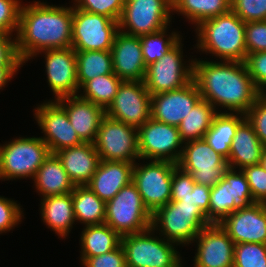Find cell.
Listing matches in <instances>:
<instances>
[{
	"instance_id": "f1b7e54d",
	"label": "cell",
	"mask_w": 266,
	"mask_h": 267,
	"mask_svg": "<svg viewBox=\"0 0 266 267\" xmlns=\"http://www.w3.org/2000/svg\"><path fill=\"white\" fill-rule=\"evenodd\" d=\"M245 118L243 113L218 112L204 135V140L227 160L237 127Z\"/></svg>"
},
{
	"instance_id": "2e32d148",
	"label": "cell",
	"mask_w": 266,
	"mask_h": 267,
	"mask_svg": "<svg viewBox=\"0 0 266 267\" xmlns=\"http://www.w3.org/2000/svg\"><path fill=\"white\" fill-rule=\"evenodd\" d=\"M106 116L136 129L151 118V94L143 81H123Z\"/></svg>"
},
{
	"instance_id": "4316f807",
	"label": "cell",
	"mask_w": 266,
	"mask_h": 267,
	"mask_svg": "<svg viewBox=\"0 0 266 267\" xmlns=\"http://www.w3.org/2000/svg\"><path fill=\"white\" fill-rule=\"evenodd\" d=\"M40 203L41 219L45 225L59 238H66L76 221L72 192L42 198Z\"/></svg>"
},
{
	"instance_id": "b9f144b4",
	"label": "cell",
	"mask_w": 266,
	"mask_h": 267,
	"mask_svg": "<svg viewBox=\"0 0 266 267\" xmlns=\"http://www.w3.org/2000/svg\"><path fill=\"white\" fill-rule=\"evenodd\" d=\"M245 64L256 89L266 94V51L247 54Z\"/></svg>"
},
{
	"instance_id": "f35d334b",
	"label": "cell",
	"mask_w": 266,
	"mask_h": 267,
	"mask_svg": "<svg viewBox=\"0 0 266 267\" xmlns=\"http://www.w3.org/2000/svg\"><path fill=\"white\" fill-rule=\"evenodd\" d=\"M231 10L245 23L266 20V0H231Z\"/></svg>"
},
{
	"instance_id": "484cf974",
	"label": "cell",
	"mask_w": 266,
	"mask_h": 267,
	"mask_svg": "<svg viewBox=\"0 0 266 267\" xmlns=\"http://www.w3.org/2000/svg\"><path fill=\"white\" fill-rule=\"evenodd\" d=\"M264 148L252 124L245 118L233 137L230 155L226 160L228 167L242 170L246 166L260 164Z\"/></svg>"
},
{
	"instance_id": "c3c4849f",
	"label": "cell",
	"mask_w": 266,
	"mask_h": 267,
	"mask_svg": "<svg viewBox=\"0 0 266 267\" xmlns=\"http://www.w3.org/2000/svg\"><path fill=\"white\" fill-rule=\"evenodd\" d=\"M14 35L0 34V66H23L17 50Z\"/></svg>"
},
{
	"instance_id": "8992f818",
	"label": "cell",
	"mask_w": 266,
	"mask_h": 267,
	"mask_svg": "<svg viewBox=\"0 0 266 267\" xmlns=\"http://www.w3.org/2000/svg\"><path fill=\"white\" fill-rule=\"evenodd\" d=\"M49 154L40 137H18L0 144V180L33 179Z\"/></svg>"
},
{
	"instance_id": "52a82bcc",
	"label": "cell",
	"mask_w": 266,
	"mask_h": 267,
	"mask_svg": "<svg viewBox=\"0 0 266 267\" xmlns=\"http://www.w3.org/2000/svg\"><path fill=\"white\" fill-rule=\"evenodd\" d=\"M152 214L131 182L106 203L105 222L121 237L139 233L151 227Z\"/></svg>"
},
{
	"instance_id": "1f68e13d",
	"label": "cell",
	"mask_w": 266,
	"mask_h": 267,
	"mask_svg": "<svg viewBox=\"0 0 266 267\" xmlns=\"http://www.w3.org/2000/svg\"><path fill=\"white\" fill-rule=\"evenodd\" d=\"M218 112L209 102L201 99L178 126L181 141L186 143L204 138Z\"/></svg>"
},
{
	"instance_id": "3957f363",
	"label": "cell",
	"mask_w": 266,
	"mask_h": 267,
	"mask_svg": "<svg viewBox=\"0 0 266 267\" xmlns=\"http://www.w3.org/2000/svg\"><path fill=\"white\" fill-rule=\"evenodd\" d=\"M195 32L199 52L215 55L217 61L245 62V22L232 10L202 21Z\"/></svg>"
},
{
	"instance_id": "ac0fdd59",
	"label": "cell",
	"mask_w": 266,
	"mask_h": 267,
	"mask_svg": "<svg viewBox=\"0 0 266 267\" xmlns=\"http://www.w3.org/2000/svg\"><path fill=\"white\" fill-rule=\"evenodd\" d=\"M45 55V72L47 83L54 99L65 96H76L79 92L77 79V64L75 50L72 47L63 49H49L38 52Z\"/></svg>"
},
{
	"instance_id": "ba28073f",
	"label": "cell",
	"mask_w": 266,
	"mask_h": 267,
	"mask_svg": "<svg viewBox=\"0 0 266 267\" xmlns=\"http://www.w3.org/2000/svg\"><path fill=\"white\" fill-rule=\"evenodd\" d=\"M172 5L167 0H125L119 31L141 36L170 27Z\"/></svg>"
},
{
	"instance_id": "5b68a950",
	"label": "cell",
	"mask_w": 266,
	"mask_h": 267,
	"mask_svg": "<svg viewBox=\"0 0 266 267\" xmlns=\"http://www.w3.org/2000/svg\"><path fill=\"white\" fill-rule=\"evenodd\" d=\"M152 227L121 237L127 267H183L178 244L155 236Z\"/></svg>"
},
{
	"instance_id": "60d3db41",
	"label": "cell",
	"mask_w": 266,
	"mask_h": 267,
	"mask_svg": "<svg viewBox=\"0 0 266 267\" xmlns=\"http://www.w3.org/2000/svg\"><path fill=\"white\" fill-rule=\"evenodd\" d=\"M22 206L15 200L0 196V234L7 233L22 222Z\"/></svg>"
},
{
	"instance_id": "8d00e7d4",
	"label": "cell",
	"mask_w": 266,
	"mask_h": 267,
	"mask_svg": "<svg viewBox=\"0 0 266 267\" xmlns=\"http://www.w3.org/2000/svg\"><path fill=\"white\" fill-rule=\"evenodd\" d=\"M233 267H266V244H235Z\"/></svg>"
},
{
	"instance_id": "83f0119b",
	"label": "cell",
	"mask_w": 266,
	"mask_h": 267,
	"mask_svg": "<svg viewBox=\"0 0 266 267\" xmlns=\"http://www.w3.org/2000/svg\"><path fill=\"white\" fill-rule=\"evenodd\" d=\"M35 189L41 198L71 193L74 183L56 154L50 153L33 177Z\"/></svg>"
},
{
	"instance_id": "9a60e30c",
	"label": "cell",
	"mask_w": 266,
	"mask_h": 267,
	"mask_svg": "<svg viewBox=\"0 0 266 267\" xmlns=\"http://www.w3.org/2000/svg\"><path fill=\"white\" fill-rule=\"evenodd\" d=\"M177 166L191 173L197 184L208 187L215 186L224 177V173L228 169L226 159L216 153L204 138L183 144L182 154Z\"/></svg>"
},
{
	"instance_id": "816d5d0a",
	"label": "cell",
	"mask_w": 266,
	"mask_h": 267,
	"mask_svg": "<svg viewBox=\"0 0 266 267\" xmlns=\"http://www.w3.org/2000/svg\"><path fill=\"white\" fill-rule=\"evenodd\" d=\"M260 165L265 169L266 171V147L264 148L262 158L260 160Z\"/></svg>"
},
{
	"instance_id": "681fc988",
	"label": "cell",
	"mask_w": 266,
	"mask_h": 267,
	"mask_svg": "<svg viewBox=\"0 0 266 267\" xmlns=\"http://www.w3.org/2000/svg\"><path fill=\"white\" fill-rule=\"evenodd\" d=\"M192 174L176 166L173 170L171 195H187L195 185Z\"/></svg>"
},
{
	"instance_id": "9c48e42d",
	"label": "cell",
	"mask_w": 266,
	"mask_h": 267,
	"mask_svg": "<svg viewBox=\"0 0 266 267\" xmlns=\"http://www.w3.org/2000/svg\"><path fill=\"white\" fill-rule=\"evenodd\" d=\"M255 202L243 171L228 167L224 177L211 187L209 222L219 224L231 213Z\"/></svg>"
},
{
	"instance_id": "6da1fadb",
	"label": "cell",
	"mask_w": 266,
	"mask_h": 267,
	"mask_svg": "<svg viewBox=\"0 0 266 267\" xmlns=\"http://www.w3.org/2000/svg\"><path fill=\"white\" fill-rule=\"evenodd\" d=\"M198 59L194 58L193 79L201 98L217 110L220 106L219 112L223 108L222 112L246 114L261 93L245 62Z\"/></svg>"
},
{
	"instance_id": "44dd1931",
	"label": "cell",
	"mask_w": 266,
	"mask_h": 267,
	"mask_svg": "<svg viewBox=\"0 0 266 267\" xmlns=\"http://www.w3.org/2000/svg\"><path fill=\"white\" fill-rule=\"evenodd\" d=\"M219 224L234 244H266V203L255 202L247 208L236 210Z\"/></svg>"
},
{
	"instance_id": "d6986e66",
	"label": "cell",
	"mask_w": 266,
	"mask_h": 267,
	"mask_svg": "<svg viewBox=\"0 0 266 267\" xmlns=\"http://www.w3.org/2000/svg\"><path fill=\"white\" fill-rule=\"evenodd\" d=\"M201 99L193 79L181 88L151 95V118L178 127Z\"/></svg>"
},
{
	"instance_id": "d6a6232c",
	"label": "cell",
	"mask_w": 266,
	"mask_h": 267,
	"mask_svg": "<svg viewBox=\"0 0 266 267\" xmlns=\"http://www.w3.org/2000/svg\"><path fill=\"white\" fill-rule=\"evenodd\" d=\"M230 10L231 0H177L172 6V12L183 15L195 27Z\"/></svg>"
},
{
	"instance_id": "74e56055",
	"label": "cell",
	"mask_w": 266,
	"mask_h": 267,
	"mask_svg": "<svg viewBox=\"0 0 266 267\" xmlns=\"http://www.w3.org/2000/svg\"><path fill=\"white\" fill-rule=\"evenodd\" d=\"M125 0H74L73 7L90 13L101 14L118 21Z\"/></svg>"
},
{
	"instance_id": "8fae6325",
	"label": "cell",
	"mask_w": 266,
	"mask_h": 267,
	"mask_svg": "<svg viewBox=\"0 0 266 267\" xmlns=\"http://www.w3.org/2000/svg\"><path fill=\"white\" fill-rule=\"evenodd\" d=\"M135 162L132 182L136 185L144 205L153 214L171 200L174 162L149 160Z\"/></svg>"
},
{
	"instance_id": "277c9868",
	"label": "cell",
	"mask_w": 266,
	"mask_h": 267,
	"mask_svg": "<svg viewBox=\"0 0 266 267\" xmlns=\"http://www.w3.org/2000/svg\"><path fill=\"white\" fill-rule=\"evenodd\" d=\"M207 216L195 204L170 201L152 214L151 227L158 235L178 245L187 246L210 225Z\"/></svg>"
},
{
	"instance_id": "ffe728a7",
	"label": "cell",
	"mask_w": 266,
	"mask_h": 267,
	"mask_svg": "<svg viewBox=\"0 0 266 267\" xmlns=\"http://www.w3.org/2000/svg\"><path fill=\"white\" fill-rule=\"evenodd\" d=\"M193 267H233L235 244L220 224H210L194 239Z\"/></svg>"
},
{
	"instance_id": "f6af8a7d",
	"label": "cell",
	"mask_w": 266,
	"mask_h": 267,
	"mask_svg": "<svg viewBox=\"0 0 266 267\" xmlns=\"http://www.w3.org/2000/svg\"><path fill=\"white\" fill-rule=\"evenodd\" d=\"M245 115L260 142L266 147V94H261Z\"/></svg>"
},
{
	"instance_id": "d4e9b609",
	"label": "cell",
	"mask_w": 266,
	"mask_h": 267,
	"mask_svg": "<svg viewBox=\"0 0 266 267\" xmlns=\"http://www.w3.org/2000/svg\"><path fill=\"white\" fill-rule=\"evenodd\" d=\"M74 185H86L101 161L94 143L83 142L55 153Z\"/></svg>"
},
{
	"instance_id": "7bdbcfd3",
	"label": "cell",
	"mask_w": 266,
	"mask_h": 267,
	"mask_svg": "<svg viewBox=\"0 0 266 267\" xmlns=\"http://www.w3.org/2000/svg\"><path fill=\"white\" fill-rule=\"evenodd\" d=\"M247 178L253 199L266 203V171L260 165H250L242 169Z\"/></svg>"
},
{
	"instance_id": "4dcf8cb0",
	"label": "cell",
	"mask_w": 266,
	"mask_h": 267,
	"mask_svg": "<svg viewBox=\"0 0 266 267\" xmlns=\"http://www.w3.org/2000/svg\"><path fill=\"white\" fill-rule=\"evenodd\" d=\"M72 198L76 222L85 226L105 222L106 203L87 185H75Z\"/></svg>"
},
{
	"instance_id": "e0dca14e",
	"label": "cell",
	"mask_w": 266,
	"mask_h": 267,
	"mask_svg": "<svg viewBox=\"0 0 266 267\" xmlns=\"http://www.w3.org/2000/svg\"><path fill=\"white\" fill-rule=\"evenodd\" d=\"M33 110L36 123L44 133L40 138L48 145L50 153L83 143L66 111L55 100L43 102Z\"/></svg>"
},
{
	"instance_id": "7c38bea8",
	"label": "cell",
	"mask_w": 266,
	"mask_h": 267,
	"mask_svg": "<svg viewBox=\"0 0 266 267\" xmlns=\"http://www.w3.org/2000/svg\"><path fill=\"white\" fill-rule=\"evenodd\" d=\"M118 21L73 7L72 48L75 51H111Z\"/></svg>"
},
{
	"instance_id": "7402d4cb",
	"label": "cell",
	"mask_w": 266,
	"mask_h": 267,
	"mask_svg": "<svg viewBox=\"0 0 266 267\" xmlns=\"http://www.w3.org/2000/svg\"><path fill=\"white\" fill-rule=\"evenodd\" d=\"M114 74L123 81H144L146 66L139 36L118 32L111 48Z\"/></svg>"
},
{
	"instance_id": "836d02e7",
	"label": "cell",
	"mask_w": 266,
	"mask_h": 267,
	"mask_svg": "<svg viewBox=\"0 0 266 267\" xmlns=\"http://www.w3.org/2000/svg\"><path fill=\"white\" fill-rule=\"evenodd\" d=\"M79 88L97 76L114 73L111 51H75Z\"/></svg>"
},
{
	"instance_id": "f5cc1de1",
	"label": "cell",
	"mask_w": 266,
	"mask_h": 267,
	"mask_svg": "<svg viewBox=\"0 0 266 267\" xmlns=\"http://www.w3.org/2000/svg\"><path fill=\"white\" fill-rule=\"evenodd\" d=\"M167 1L173 6L177 0H167Z\"/></svg>"
},
{
	"instance_id": "603a6c76",
	"label": "cell",
	"mask_w": 266,
	"mask_h": 267,
	"mask_svg": "<svg viewBox=\"0 0 266 267\" xmlns=\"http://www.w3.org/2000/svg\"><path fill=\"white\" fill-rule=\"evenodd\" d=\"M67 113L69 121L83 142L94 143L105 109L78 95L55 100Z\"/></svg>"
},
{
	"instance_id": "30bf717a",
	"label": "cell",
	"mask_w": 266,
	"mask_h": 267,
	"mask_svg": "<svg viewBox=\"0 0 266 267\" xmlns=\"http://www.w3.org/2000/svg\"><path fill=\"white\" fill-rule=\"evenodd\" d=\"M181 42L182 39L162 58L146 67L143 82L151 95L181 88L193 80L194 59L186 64Z\"/></svg>"
},
{
	"instance_id": "4fadbf2b",
	"label": "cell",
	"mask_w": 266,
	"mask_h": 267,
	"mask_svg": "<svg viewBox=\"0 0 266 267\" xmlns=\"http://www.w3.org/2000/svg\"><path fill=\"white\" fill-rule=\"evenodd\" d=\"M94 146L101 160L124 162L141 160L138 130L107 116L101 121Z\"/></svg>"
},
{
	"instance_id": "bcb514c9",
	"label": "cell",
	"mask_w": 266,
	"mask_h": 267,
	"mask_svg": "<svg viewBox=\"0 0 266 267\" xmlns=\"http://www.w3.org/2000/svg\"><path fill=\"white\" fill-rule=\"evenodd\" d=\"M83 267H127L125 253L118 248L94 257H80Z\"/></svg>"
},
{
	"instance_id": "5bb4252c",
	"label": "cell",
	"mask_w": 266,
	"mask_h": 267,
	"mask_svg": "<svg viewBox=\"0 0 266 267\" xmlns=\"http://www.w3.org/2000/svg\"><path fill=\"white\" fill-rule=\"evenodd\" d=\"M137 130L141 160L179 162L184 143L178 127L150 118Z\"/></svg>"
},
{
	"instance_id": "f907efd6",
	"label": "cell",
	"mask_w": 266,
	"mask_h": 267,
	"mask_svg": "<svg viewBox=\"0 0 266 267\" xmlns=\"http://www.w3.org/2000/svg\"><path fill=\"white\" fill-rule=\"evenodd\" d=\"M21 67L23 66H0V90L5 88Z\"/></svg>"
},
{
	"instance_id": "ee69618b",
	"label": "cell",
	"mask_w": 266,
	"mask_h": 267,
	"mask_svg": "<svg viewBox=\"0 0 266 267\" xmlns=\"http://www.w3.org/2000/svg\"><path fill=\"white\" fill-rule=\"evenodd\" d=\"M247 54L266 51V20L245 23Z\"/></svg>"
},
{
	"instance_id": "e575fe53",
	"label": "cell",
	"mask_w": 266,
	"mask_h": 267,
	"mask_svg": "<svg viewBox=\"0 0 266 267\" xmlns=\"http://www.w3.org/2000/svg\"><path fill=\"white\" fill-rule=\"evenodd\" d=\"M122 82L123 80L117 77L114 73L97 76L94 79H90L85 82L79 88L77 95L82 99L99 105L106 110L113 102Z\"/></svg>"
},
{
	"instance_id": "7dc6e473",
	"label": "cell",
	"mask_w": 266,
	"mask_h": 267,
	"mask_svg": "<svg viewBox=\"0 0 266 267\" xmlns=\"http://www.w3.org/2000/svg\"><path fill=\"white\" fill-rule=\"evenodd\" d=\"M210 190L211 187L195 183L192 192L187 195H171L170 201L195 204L207 216L209 221Z\"/></svg>"
},
{
	"instance_id": "7a4b0ae2",
	"label": "cell",
	"mask_w": 266,
	"mask_h": 267,
	"mask_svg": "<svg viewBox=\"0 0 266 267\" xmlns=\"http://www.w3.org/2000/svg\"><path fill=\"white\" fill-rule=\"evenodd\" d=\"M46 3L21 5L16 50L23 64L38 52L72 47L73 6Z\"/></svg>"
},
{
	"instance_id": "ab89813d",
	"label": "cell",
	"mask_w": 266,
	"mask_h": 267,
	"mask_svg": "<svg viewBox=\"0 0 266 267\" xmlns=\"http://www.w3.org/2000/svg\"><path fill=\"white\" fill-rule=\"evenodd\" d=\"M21 0H0V34H17Z\"/></svg>"
},
{
	"instance_id": "cb8c5ba5",
	"label": "cell",
	"mask_w": 266,
	"mask_h": 267,
	"mask_svg": "<svg viewBox=\"0 0 266 267\" xmlns=\"http://www.w3.org/2000/svg\"><path fill=\"white\" fill-rule=\"evenodd\" d=\"M135 162L101 160L91 180L86 184L107 203L133 179Z\"/></svg>"
},
{
	"instance_id": "f546056e",
	"label": "cell",
	"mask_w": 266,
	"mask_h": 267,
	"mask_svg": "<svg viewBox=\"0 0 266 267\" xmlns=\"http://www.w3.org/2000/svg\"><path fill=\"white\" fill-rule=\"evenodd\" d=\"M81 257H94L110 252L121 245V236L106 223L83 226Z\"/></svg>"
},
{
	"instance_id": "d590c367",
	"label": "cell",
	"mask_w": 266,
	"mask_h": 267,
	"mask_svg": "<svg viewBox=\"0 0 266 267\" xmlns=\"http://www.w3.org/2000/svg\"><path fill=\"white\" fill-rule=\"evenodd\" d=\"M168 28L169 27L154 33L139 36L146 67L162 58L164 54L171 50L182 39L178 31H172L170 34ZM167 33H169V35Z\"/></svg>"
}]
</instances>
